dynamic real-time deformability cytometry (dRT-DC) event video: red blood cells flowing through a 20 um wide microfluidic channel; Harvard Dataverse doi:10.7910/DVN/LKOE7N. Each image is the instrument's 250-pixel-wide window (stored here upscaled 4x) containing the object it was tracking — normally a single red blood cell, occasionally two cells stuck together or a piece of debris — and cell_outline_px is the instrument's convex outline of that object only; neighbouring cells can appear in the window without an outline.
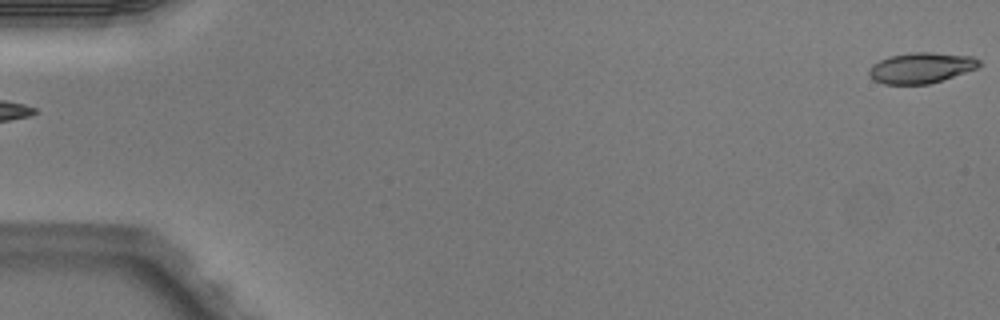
{"species": "Egyptian fruit bat (a non-hibernating species)", "species_latin": "Rousettus aegyptiacus", "temperature_condition": "warm", "stored_images_in_passage": 6, "segment_of_instrument_passage": [2, 2], "camera_frame_rate_fps": 3000, "um_per_image_px": 0.085, "animal": {"sex": "male"}, "frame": {"image": 1, "passage_image": 6, "time_ms": 1.667, "image_size_px": [1000, 320], "cell_outline_px": [[980, 68], [928, 84], [884, 84], [872, 80], [868, 72], [868, 68], [872, 64], [888, 56], [912, 52], [932, 52], [972, 56], [980, 60]], "centroid_in_image_um": [78.28, 5.76], "position_along_channel_um": 6.7, "area_um2": 19.88}}